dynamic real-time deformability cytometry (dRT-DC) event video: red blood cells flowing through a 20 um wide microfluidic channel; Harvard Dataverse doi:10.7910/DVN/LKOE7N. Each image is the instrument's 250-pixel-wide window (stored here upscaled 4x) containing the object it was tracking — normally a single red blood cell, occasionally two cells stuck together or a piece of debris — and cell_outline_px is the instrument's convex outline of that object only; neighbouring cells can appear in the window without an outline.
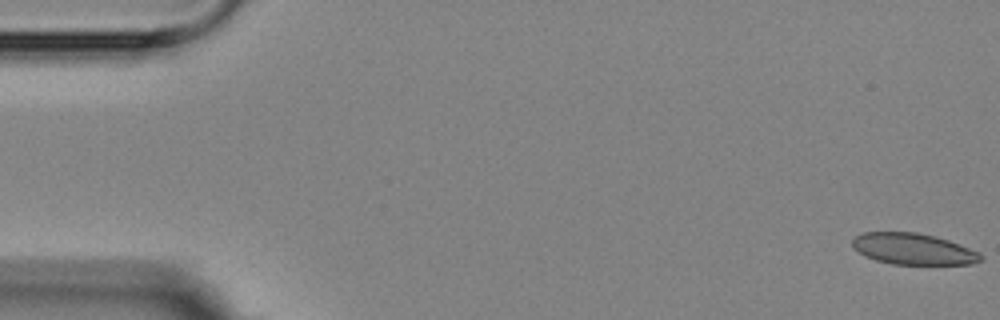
{"species": "Egyptian fruit bat (a non-hibernating species)", "species_latin": "Rousettus aegyptiacus", "temperature_condition": "room temperature", "stored_images_in_passage": 5, "camera_frame_rate_fps": 3000, "um_per_image_px": 0.085, "animal": {"sex": "female"}, "frame": {"image": 1, "passage_image": 1, "time_ms": 0.0, "image_size_px": [1000, 320], "cell_outline_px": [[984, 260], [972, 264], [892, 264], [876, 260], [864, 256], [852, 248], [852, 240], [856, 236], [864, 232], [916, 232], [936, 236], [948, 240], [980, 252], [984, 256]], "centroid_in_image_um": [77.64, 21.16], "position_along_channel_um": 7.4, "area_um2": 23.58}}
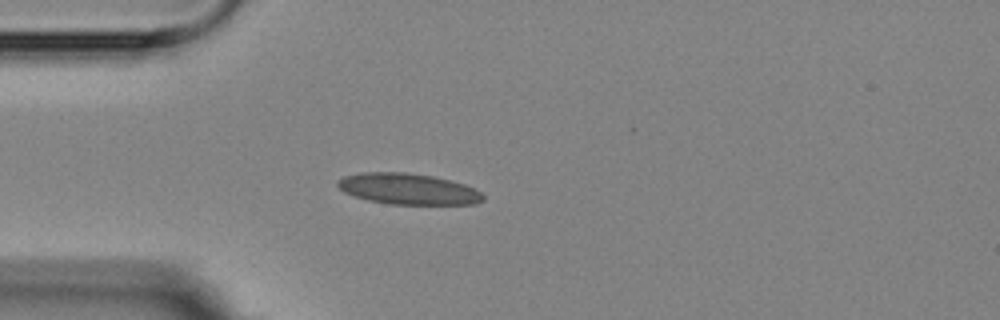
{"frame": {"image": 2, "passage_image": 5, "time_ms": 4.667, "image_size_px": [1000, 320], "cell_outline_px": [[484, 200], [476, 204], [388, 204], [368, 200], [344, 192], [336, 184], [336, 180], [344, 176], [360, 172], [404, 172], [432, 176], [452, 180], [464, 184], [480, 192], [484, 196]], "centroid_in_image_um": [34.67, 16.05], "position_along_channel_um": 50.3, "area_um2": 26.3}}